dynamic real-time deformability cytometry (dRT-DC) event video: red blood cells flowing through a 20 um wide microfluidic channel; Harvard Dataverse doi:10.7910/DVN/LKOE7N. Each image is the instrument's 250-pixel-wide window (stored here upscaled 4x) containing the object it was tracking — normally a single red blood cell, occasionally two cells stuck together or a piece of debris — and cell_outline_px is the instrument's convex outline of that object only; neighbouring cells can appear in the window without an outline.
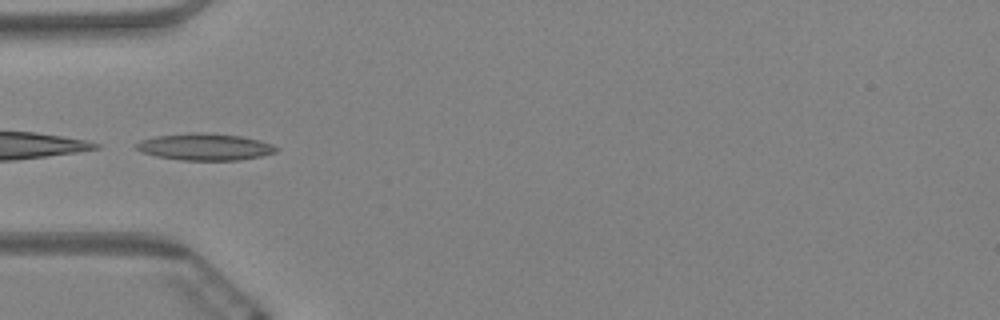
{"species": "Egyptian fruit bat (a non-hibernating species)", "species_latin": "Rousettus aegyptiacus", "temperature_condition": "warm", "stored_images_in_passage": 40, "camera_frame_rate_fps": 3000, "um_per_image_px": 0.085, "animal": {"sex": "female"}, "frame": {"image": 1, "passage_image": 1, "time_ms": 0.0, "image_size_px": [1000, 320], "cell_outline_px": [[280, 148], [276, 152], [260, 156], [240, 160], [180, 160], [156, 156], [144, 152], [136, 148], [136, 144], [140, 140], [156, 136], [188, 132], [208, 132], [240, 136], [260, 140], [272, 144]], "centroid_in_image_um": [17.44, 12.47], "position_along_channel_um": 67.6, "area_um2": 21.96}}
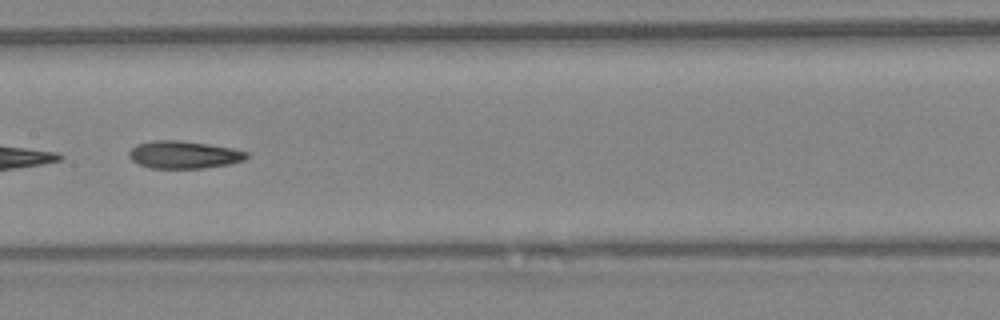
{"frame": {"image": 2, "passage_image": 12, "time_ms": 3.667, "image_size_px": [1000, 320], "cell_outline_px": [[248, 156], [244, 160], [228, 164], [204, 168], [148, 168], [132, 160], [128, 156], [128, 152], [136, 144], [152, 140], [180, 140], [208, 144], [232, 148], [248, 152]], "centroid_in_image_um": [15.6, 13.14], "position_along_channel_um": 191.8, "area_um2": 18.9}, "authors_computed_cell_mechanics": {"area_um2": 19.1318, "velocity_mm_per_s": 3.406, "shape_relaxation_time_tau1_ms": null, "shape_relaxation_time_tau2_ms": 5.7102, "deformation_change_tau1": null, "deformation_change_tau2": 0.1383}}